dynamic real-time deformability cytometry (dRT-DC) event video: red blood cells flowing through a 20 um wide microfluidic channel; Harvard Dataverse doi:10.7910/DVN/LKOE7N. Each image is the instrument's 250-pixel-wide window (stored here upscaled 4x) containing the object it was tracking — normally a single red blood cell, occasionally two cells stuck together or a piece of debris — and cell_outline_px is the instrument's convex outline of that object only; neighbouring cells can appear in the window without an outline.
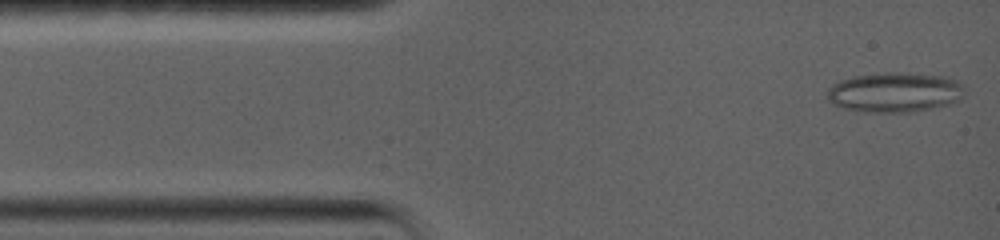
{"species": "common noctule bat (a hibernating species)", "species_latin": "Nyctalus noctula", "temperature_condition": "warm", "stored_images_in_passage": 20, "camera_frame_rate_fps": 5000, "um_per_image_px": 0.085, "animal": {"sex": "female", "body_mass_g": 19.0, "forearm_length_mm": 56.7}, "frame": {"image": 1, "passage_image": 1, "time_ms": 0.0, "image_size_px": [1000, 240], "cell_outline_px": [[964, 88], [960, 100], [948, 104], [932, 108], [912, 112], [864, 112], [844, 108], [832, 104], [828, 100], [828, 88], [832, 84], [840, 80], [852, 76], [884, 72], [896, 72], [948, 76], [956, 80]], "centroid_in_image_um": [76.03, 7.84], "position_along_channel_um": 9.0, "area_um2": 32.08}}
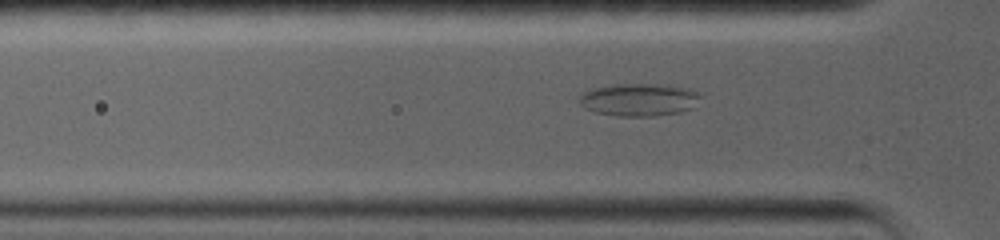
{"frame": {"image": 2, "passage_image": 11, "time_ms": 3.6, "image_size_px": [1000, 240], "cell_outline_px": [[704, 96], [696, 108], [680, 112], [656, 116], [616, 116], [592, 112], [584, 108], [580, 104], [580, 92], [588, 88], [616, 84], [652, 84], [688, 88]], "centroid_in_image_um": [54.32, 8.48], "position_along_channel_um": 71.5, "area_um2": 23.64}}
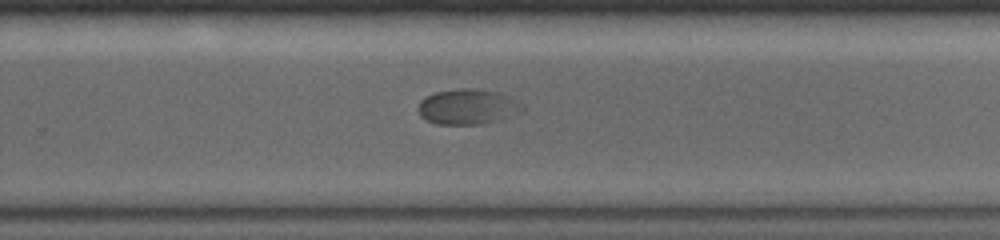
{"frame": {"image": 3, "passage_image": 20, "time_ms": 9.6, "image_size_px": [1000, 240], "cell_outline_px": [[524, 112], [504, 120], [484, 124], [436, 124], [420, 116], [416, 108], [420, 100], [424, 96], [436, 92], [464, 88], [476, 88], [500, 92], [524, 104]], "centroid_in_image_um": [39.81, 9.08], "position_along_channel_um": 290.0, "area_um2": 22.08}}